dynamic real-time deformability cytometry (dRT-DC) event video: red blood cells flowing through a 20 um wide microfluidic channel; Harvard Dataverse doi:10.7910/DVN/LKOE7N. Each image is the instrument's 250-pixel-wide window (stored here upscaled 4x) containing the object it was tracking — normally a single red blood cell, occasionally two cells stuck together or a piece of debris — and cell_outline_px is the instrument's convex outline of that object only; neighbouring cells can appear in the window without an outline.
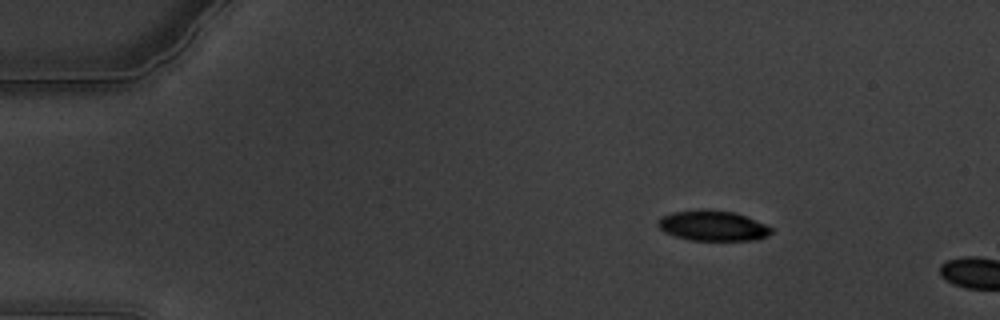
{"species": "common noctule bat (a hibernating species)", "species_latin": "Nyctalus noctula", "temperature_condition": "warm", "stored_images_in_passage": 14, "camera_frame_rate_fps": 3000, "um_per_image_px": 0.085, "animal": {"sex": "male", "body_mass_g": 19.5, "forearm_length_mm": 54.6}, "frame": {"image": 1, "passage_image": 10, "time_ms": 3.0, "image_size_px": [1000, 320], "cell_outline_px": [[772, 232], [768, 236], [756, 240], [688, 240], [664, 232], [656, 224], [656, 220], [672, 212], [736, 212], [764, 224], [772, 228]], "centroid_in_image_um": [60.6, 19.24], "position_along_channel_um": 24.4, "area_um2": 19.25}}